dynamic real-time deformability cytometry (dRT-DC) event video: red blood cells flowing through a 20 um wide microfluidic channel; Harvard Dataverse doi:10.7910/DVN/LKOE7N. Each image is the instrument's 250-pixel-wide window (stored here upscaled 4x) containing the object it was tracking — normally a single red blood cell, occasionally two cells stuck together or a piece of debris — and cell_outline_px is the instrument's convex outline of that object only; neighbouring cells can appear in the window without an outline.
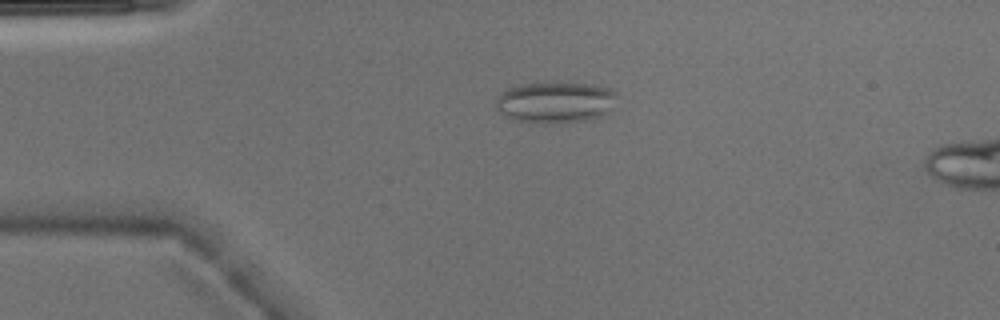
{"species": "Egyptian fruit bat (a non-hibernating species)", "species_latin": "Rousettus aegyptiacus", "temperature_condition": "warm", "stored_images_in_passage": 3, "camera_frame_rate_fps": 3000, "um_per_image_px": 0.085, "animal": {"sex": "male"}, "frame": {"image": 1, "passage_image": 2, "time_ms": 0.333, "image_size_px": [1000, 320], "cell_outline_px": [[616, 96], [608, 112], [604, 116], [588, 120], [556, 124], [544, 124], [512, 120], [500, 112], [496, 108], [496, 100], [500, 92], [504, 88], [520, 84], [556, 80], [592, 84], [608, 88], [616, 92]], "centroid_in_image_um": [47.17, 8.67], "position_along_channel_um": 37.8, "area_um2": 30.23}}